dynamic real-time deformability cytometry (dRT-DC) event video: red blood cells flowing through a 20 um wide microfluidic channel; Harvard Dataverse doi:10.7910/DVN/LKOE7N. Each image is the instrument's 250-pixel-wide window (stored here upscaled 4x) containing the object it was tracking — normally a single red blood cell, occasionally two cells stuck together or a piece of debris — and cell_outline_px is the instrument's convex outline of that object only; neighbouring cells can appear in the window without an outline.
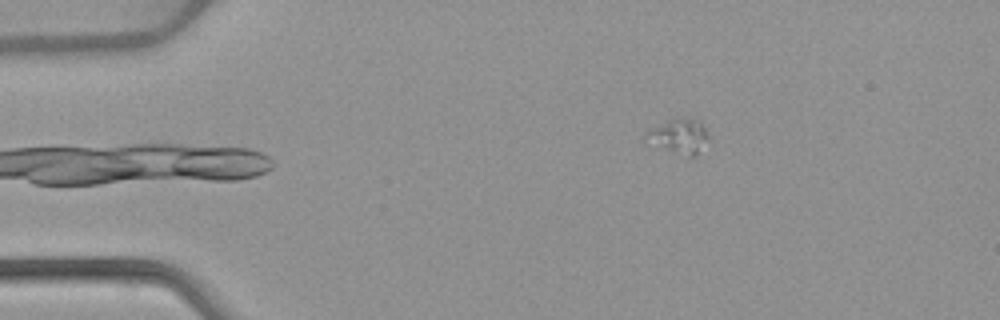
{"species": "common noctule bat (a hibernating species)", "species_latin": "Nyctalus noctula", "temperature_condition": "warm", "stored_images_in_passage": 44, "camera_frame_rate_fps": 3000, "um_per_image_px": 0.085, "animal": {"sex": "female", "body_mass_g": 22.7, "forearm_length_mm": 54.2}, "frame": {"image": 1, "passage_image": 1, "time_ms": 0.0, "image_size_px": [1000, 320], "cell_outline_px": [[708, 140], [696, 156], [688, 156], [644, 144], [644, 132], [648, 128], [676, 116], [700, 120], [708, 136]], "centroid_in_image_um": [57.61, 11.56], "position_along_channel_um": 27.4, "area_um2": 13.24}}
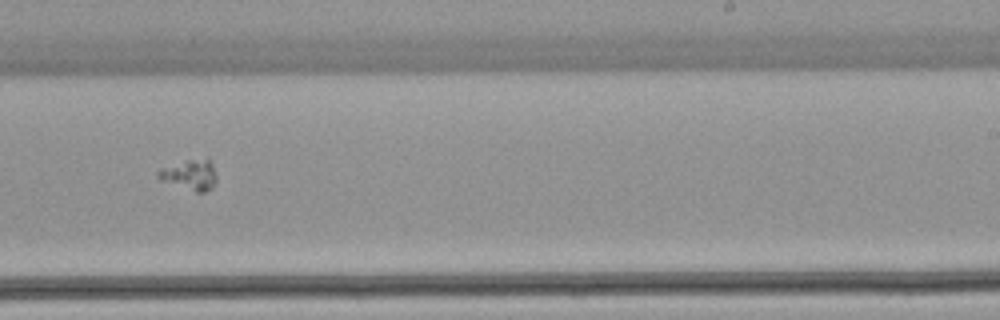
{"frame": {"image": 2, "passage_image": 25, "time_ms": 8.0, "image_size_px": [1000, 320], "cell_outline_px": [[216, 180], [212, 188], [204, 192], [196, 192], [160, 180], [156, 176], [156, 172], [160, 168], [188, 160], [208, 156], [212, 160], [216, 176]], "centroid_in_image_um": [16.17, 14.83], "position_along_channel_um": 272.8, "area_um2": 10.58}}
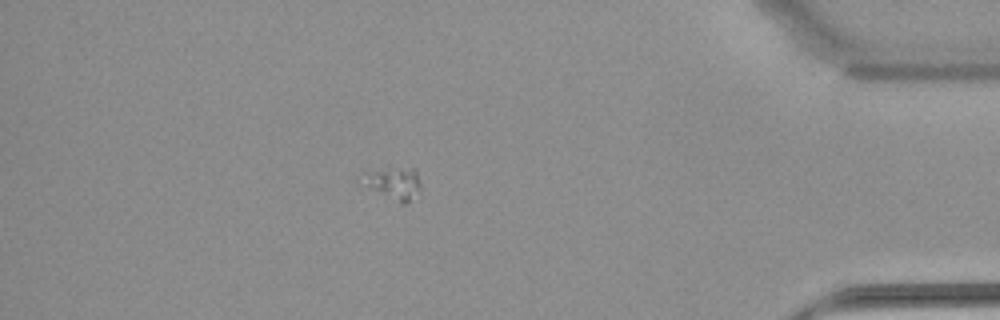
{"frame": {"image": 3, "passage_image": 38, "time_ms": 12.333, "image_size_px": [1000, 320], "cell_outline_px": [[420, 188], [404, 204], [400, 204], [356, 180], [356, 176], [376, 172], [412, 168], [416, 168], [420, 184]], "centroid_in_image_um": [33.43, 15.6], "position_along_channel_um": 401.8, "area_um2": 10.29}}